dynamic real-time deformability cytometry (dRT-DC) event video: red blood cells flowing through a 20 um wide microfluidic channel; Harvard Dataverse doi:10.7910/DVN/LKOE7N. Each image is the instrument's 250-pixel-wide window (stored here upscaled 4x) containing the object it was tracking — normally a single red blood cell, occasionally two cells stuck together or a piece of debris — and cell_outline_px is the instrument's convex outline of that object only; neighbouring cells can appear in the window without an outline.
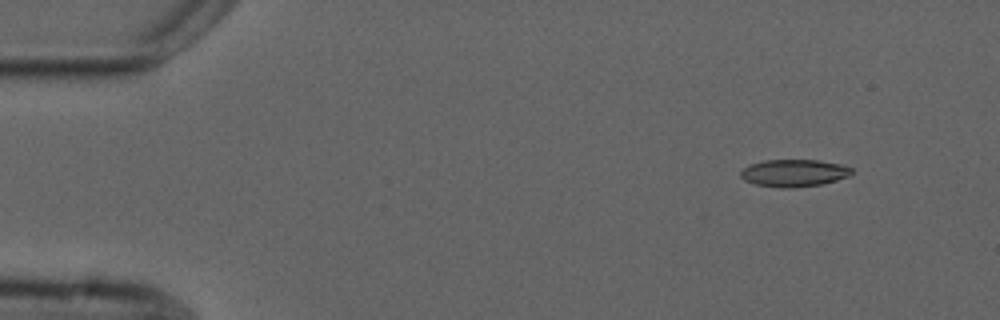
{"species": "common noctule bat (a hibernating species)", "species_latin": "Nyctalus noctula", "temperature_condition": "cold", "stored_images_in_passage": 4, "camera_frame_rate_fps": 3000, "um_per_image_px": 0.085, "animal": {"sex": "male", "forearm_length_mm": 52.5}, "frame": {"image": 1, "passage_image": 2, "time_ms": 1.333, "image_size_px": [1000, 320], "cell_outline_px": [[852, 172], [848, 176], [836, 180], [820, 184], [788, 188], [780, 188], [756, 184], [744, 180], [740, 176], [740, 172], [748, 164], [764, 160], [820, 160], [840, 164], [852, 168]], "centroid_in_image_um": [67.45, 14.69], "position_along_channel_um": 17.5, "area_um2": 17.57}}